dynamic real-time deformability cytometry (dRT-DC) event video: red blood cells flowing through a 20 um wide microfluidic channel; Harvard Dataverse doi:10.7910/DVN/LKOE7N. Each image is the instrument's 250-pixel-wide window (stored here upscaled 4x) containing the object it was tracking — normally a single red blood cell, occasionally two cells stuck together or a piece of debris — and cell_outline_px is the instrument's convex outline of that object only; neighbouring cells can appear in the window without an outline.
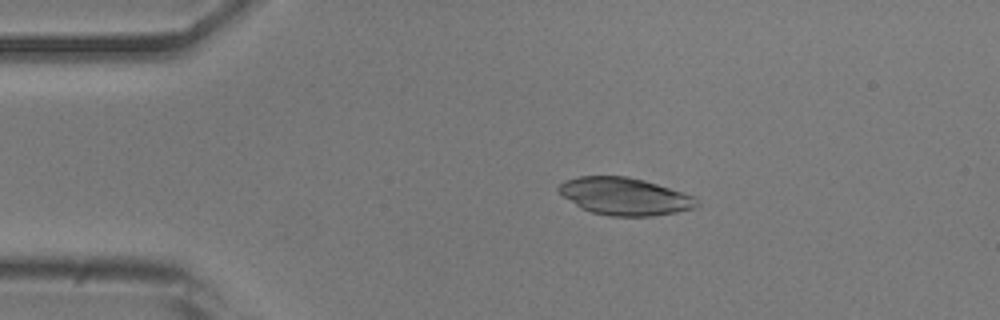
{"species": "common noctule bat (a hibernating species)", "species_latin": "Nyctalus noctula", "temperature_condition": "room temperature", "stored_images_in_passage": 51, "camera_frame_rate_fps": 3000, "um_per_image_px": 0.085, "animal": {"sex": "male", "body_mass_g": 20.5, "forearm_length_mm": 52.5}, "frame": {"image": 1, "passage_image": 9, "time_ms": 2.667, "image_size_px": [1000, 320], "cell_outline_px": [[700, 204], [696, 208], [676, 212], [652, 216], [608, 216], [592, 212], [580, 208], [564, 196], [556, 188], [564, 180], [580, 176], [628, 176], [644, 180], [696, 196]], "centroid_in_image_um": [53.13, 16.69], "position_along_channel_um": 31.9, "area_um2": 30.23}}
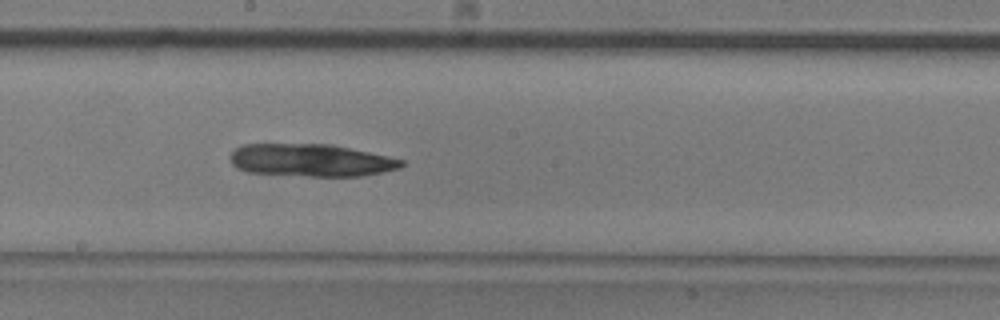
{"frame": {"image": 2, "passage_image": 27, "time_ms": 8.667, "image_size_px": [1000, 320], "cell_outline_px": [[404, 164], [400, 168], [360, 176], [308, 176], [248, 172], [236, 168], [232, 164], [228, 156], [236, 148], [244, 144], [332, 144], [404, 160]], "centroid_in_image_um": [26.39, 13.62], "position_along_channel_um": 221.8, "area_um2": 32.37}}
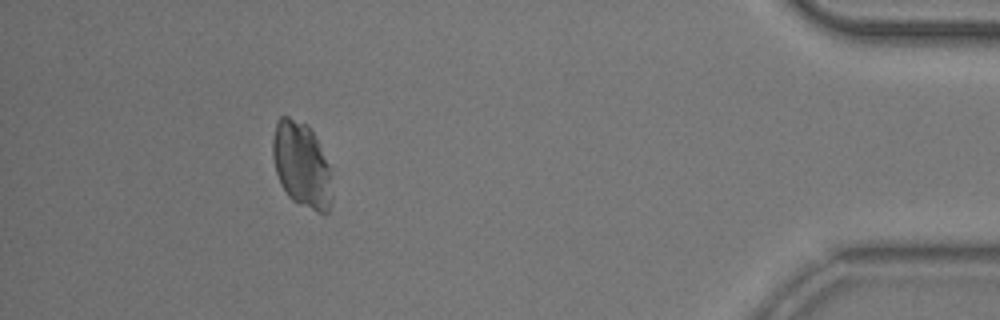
{"frame": {"image": 3, "passage_image": 46, "time_ms": 15.0, "image_size_px": [1000, 320], "cell_outline_px": [[332, 200], [328, 212], [316, 212], [292, 200], [288, 196], [280, 184], [276, 172], [272, 156], [272, 140], [276, 120], [280, 116], [288, 116], [308, 124], [328, 164], [332, 196]], "centroid_in_image_um": [25.6, 14.0], "position_along_channel_um": 409.6, "area_um2": 29.42}}